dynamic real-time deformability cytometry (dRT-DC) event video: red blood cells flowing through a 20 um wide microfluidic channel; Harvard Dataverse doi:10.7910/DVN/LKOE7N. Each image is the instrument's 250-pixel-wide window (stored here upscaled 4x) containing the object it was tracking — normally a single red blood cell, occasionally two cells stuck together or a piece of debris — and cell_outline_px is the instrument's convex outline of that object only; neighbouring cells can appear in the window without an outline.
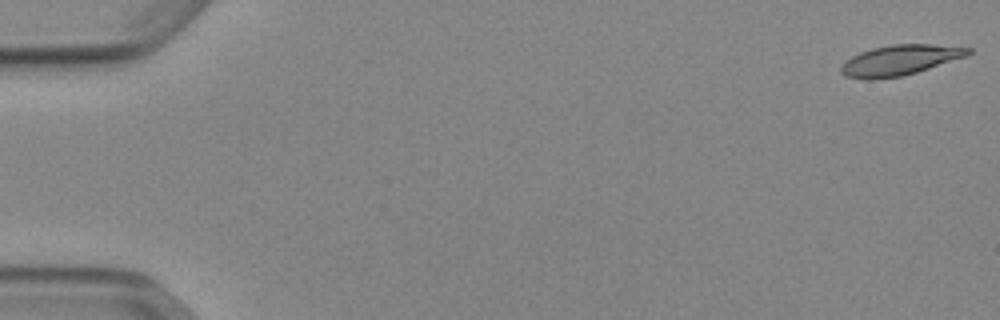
{"species": "Egyptian fruit bat (a non-hibernating species)", "species_latin": "Rousettus aegyptiacus", "temperature_condition": "cold", "stored_images_in_passage": 53, "camera_frame_rate_fps": 3000, "um_per_image_px": 0.085, "animal": {"sex": "female"}, "frame": {"image": 1, "passage_image": 1, "time_ms": 0.0, "image_size_px": [1000, 320], "cell_outline_px": [[972, 52], [968, 56], [904, 76], [872, 80], [864, 80], [844, 76], [840, 72], [840, 68], [844, 60], [860, 52], [872, 48], [892, 44], [928, 44], [972, 48]], "centroid_in_image_um": [76.45, 5.13], "position_along_channel_um": 8.5, "area_um2": 22.77}}
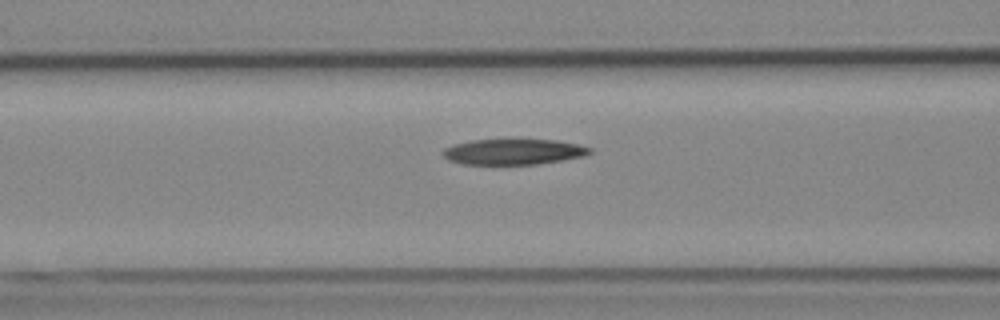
{"frame": {"image": 2, "passage_image": 22, "time_ms": 7.0, "image_size_px": [1000, 320], "cell_outline_px": [[592, 152], [584, 156], [536, 164], [460, 164], [448, 160], [440, 152], [444, 148], [452, 144], [472, 140], [556, 140], [576, 144], [592, 148]], "centroid_in_image_um": [43.59, 12.9], "position_along_channel_um": 123.0, "area_um2": 21.85}}
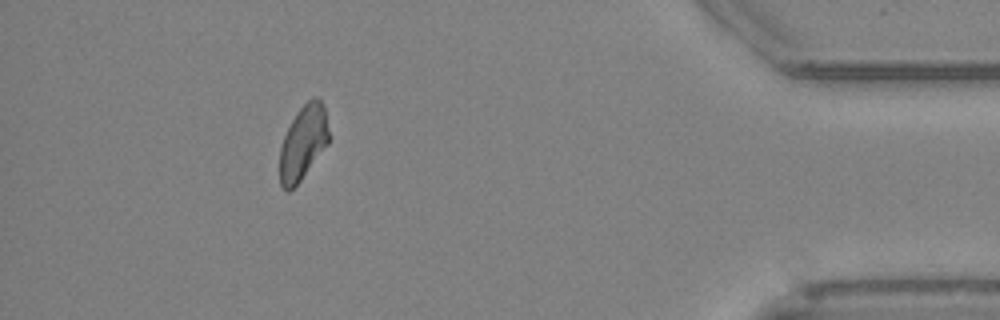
{"frame": {"image": 3, "passage_image": 48, "time_ms": 15.667, "image_size_px": [1000, 320], "cell_outline_px": [[328, 144], [300, 180], [288, 192], [280, 184], [280, 148], [284, 136], [296, 112], [312, 96], [316, 96], [324, 104], [328, 132]], "centroid_in_image_um": [25.76, 12.09], "position_along_channel_um": 409.4, "area_um2": 20.92}}